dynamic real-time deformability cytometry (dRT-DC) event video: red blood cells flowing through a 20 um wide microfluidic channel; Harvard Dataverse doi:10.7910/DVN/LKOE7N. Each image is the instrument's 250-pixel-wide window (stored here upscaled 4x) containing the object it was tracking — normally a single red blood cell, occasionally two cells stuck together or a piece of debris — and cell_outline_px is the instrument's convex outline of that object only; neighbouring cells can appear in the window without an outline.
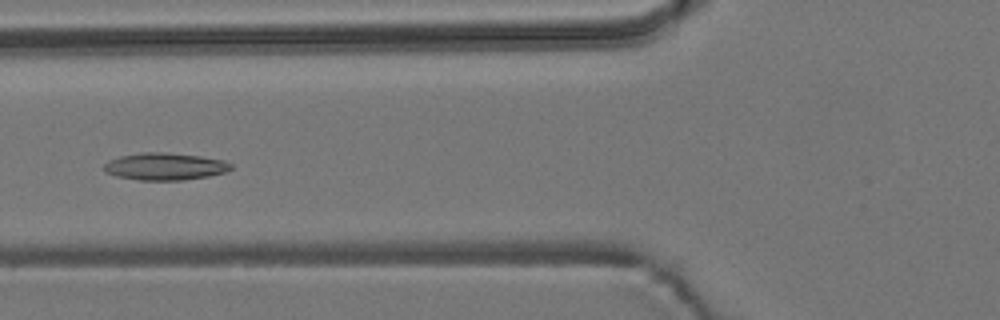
{"species": "common noctule bat (a hibernating species)", "species_latin": "Nyctalus noctula", "temperature_condition": "room temperature", "stored_images_in_passage": 5, "camera_frame_rate_fps": 3000, "um_per_image_px": 0.085, "animal": {"sex": "male", "body_mass_g": 19.2, "forearm_length_mm": 51.8}, "frame": {"image": 1, "passage_image": 5, "time_ms": 4.667, "image_size_px": [1000, 320], "cell_outline_px": [[232, 168], [224, 172], [208, 176], [180, 180], [140, 180], [116, 176], [104, 172], [104, 164], [108, 160], [120, 156], [140, 152], [168, 152], [200, 156], [224, 160], [232, 164]], "centroid_in_image_um": [13.99, 14.14], "position_along_channel_um": 111.8, "area_um2": 20.17}}